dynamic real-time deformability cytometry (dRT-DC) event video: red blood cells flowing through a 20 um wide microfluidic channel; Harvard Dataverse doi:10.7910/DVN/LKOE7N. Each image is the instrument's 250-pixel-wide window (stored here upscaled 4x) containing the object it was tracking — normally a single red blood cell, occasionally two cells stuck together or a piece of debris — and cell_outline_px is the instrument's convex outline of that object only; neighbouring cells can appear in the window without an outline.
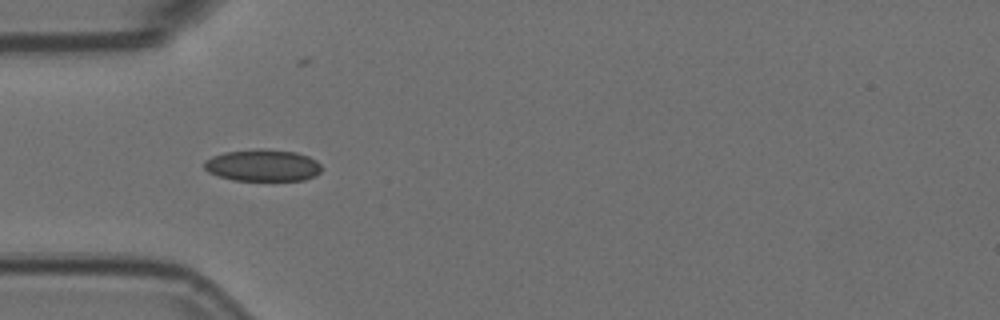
{"species": "Egyptian fruit bat (a non-hibernating species)", "species_latin": "Rousettus aegyptiacus", "temperature_condition": "room temperature", "stored_images_in_passage": 2, "camera_frame_rate_fps": 3000, "um_per_image_px": 0.085, "animal": {"sex": "female"}, "frame": {"image": 1, "passage_image": 1, "time_ms": 0.0, "image_size_px": [1000, 320], "cell_outline_px": [[324, 168], [320, 172], [304, 180], [232, 180], [208, 172], [204, 168], [204, 160], [212, 156], [224, 152], [256, 148], [268, 148], [296, 152], [308, 156], [316, 160]], "centroid_in_image_um": [22.33, 14.03], "position_along_channel_um": 62.7, "area_um2": 22.02}}
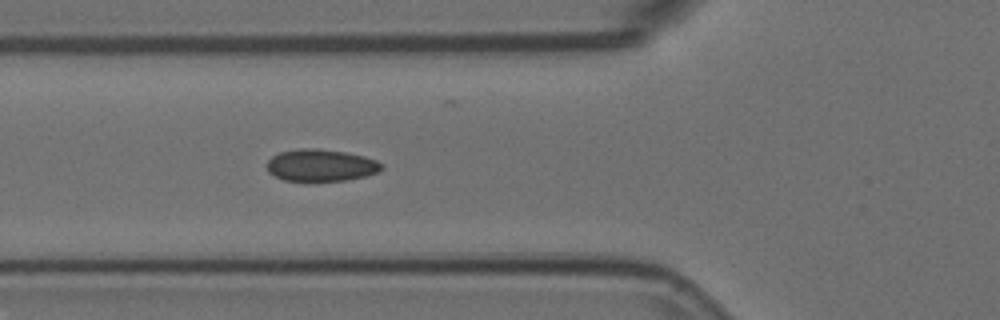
{"frame": {"image": 2, "passage_image": 2, "time_ms": 0.333, "image_size_px": [1000, 320], "cell_outline_px": [[384, 168], [376, 172], [364, 176], [344, 180], [312, 184], [304, 184], [284, 180], [268, 172], [268, 160], [272, 156], [280, 152], [300, 148], [316, 148], [344, 152], [364, 156], [376, 160], [384, 164]], "centroid_in_image_um": [27.25, 14.09], "position_along_channel_um": 98.5, "area_um2": 22.08}}